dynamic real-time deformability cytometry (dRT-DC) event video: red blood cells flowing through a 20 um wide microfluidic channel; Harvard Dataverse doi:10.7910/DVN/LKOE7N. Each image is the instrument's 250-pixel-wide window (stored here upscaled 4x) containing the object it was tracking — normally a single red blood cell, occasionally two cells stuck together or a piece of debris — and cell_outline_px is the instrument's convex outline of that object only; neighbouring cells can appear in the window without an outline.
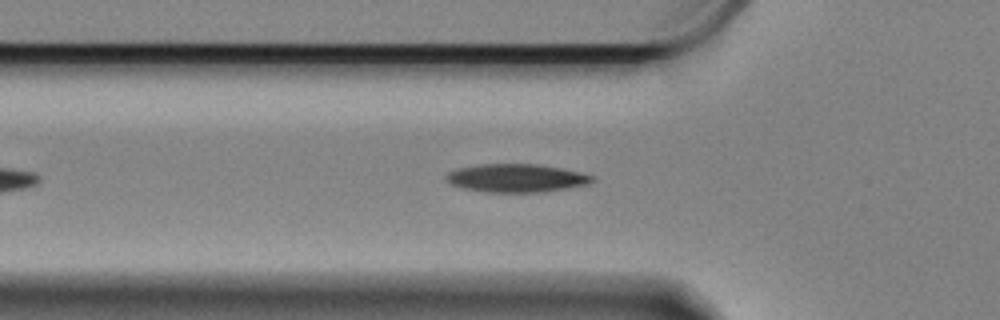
{"species": "Egyptian fruit bat (a non-hibernating species)", "species_latin": "Rousettus aegyptiacus", "temperature_condition": "cold", "stored_images_in_passage": 26, "camera_frame_rate_fps": 3000, "um_per_image_px": 0.085, "animal": {"sex": "female"}, "frame": {"image": 1, "passage_image": 3, "time_ms": 0.667, "image_size_px": [1000, 320], "cell_outline_px": [[596, 180], [588, 184], [544, 192], [484, 192], [460, 188], [444, 180], [444, 176], [448, 172], [460, 168], [480, 164], [536, 164], [560, 168], [580, 172], [592, 176]], "centroid_in_image_um": [43.85, 15.14], "position_along_channel_um": 81.9, "area_um2": 24.04}}
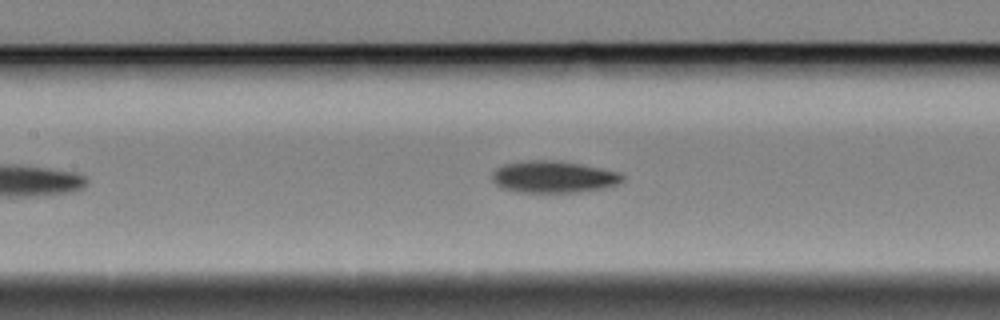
{"frame": {"image": 2, "passage_image": 10, "time_ms": 3.0, "image_size_px": [1000, 320], "cell_outline_px": [[624, 180], [616, 184], [604, 188], [576, 192], [516, 192], [504, 188], [496, 184], [492, 180], [492, 176], [496, 168], [504, 164], [524, 160], [556, 160], [580, 164], [620, 172], [624, 176]], "centroid_in_image_um": [47.04, 15.03], "position_along_channel_um": 160.4, "area_um2": 24.16}}
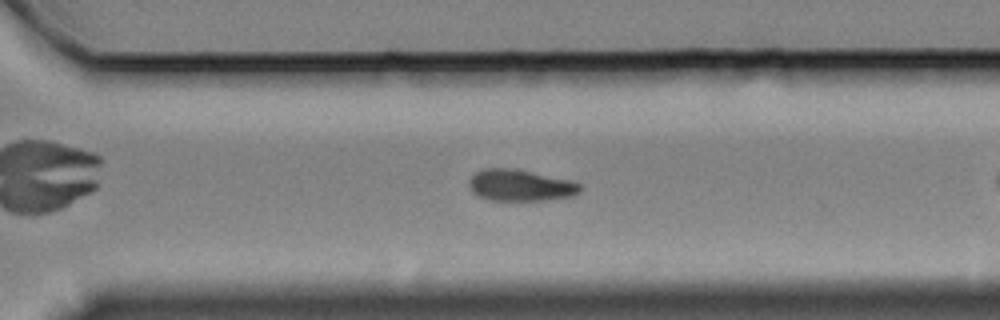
{"frame": {"image": 3, "passage_image": 21, "time_ms": 6.667, "image_size_px": [1000, 320], "cell_outline_px": [[580, 192], [572, 196], [548, 200], [488, 200], [472, 192], [468, 184], [468, 180], [476, 172], [484, 168], [508, 168], [568, 180], [580, 184]], "centroid_in_image_um": [44.18, 15.77], "position_along_channel_um": 326.4, "area_um2": 20.0}}